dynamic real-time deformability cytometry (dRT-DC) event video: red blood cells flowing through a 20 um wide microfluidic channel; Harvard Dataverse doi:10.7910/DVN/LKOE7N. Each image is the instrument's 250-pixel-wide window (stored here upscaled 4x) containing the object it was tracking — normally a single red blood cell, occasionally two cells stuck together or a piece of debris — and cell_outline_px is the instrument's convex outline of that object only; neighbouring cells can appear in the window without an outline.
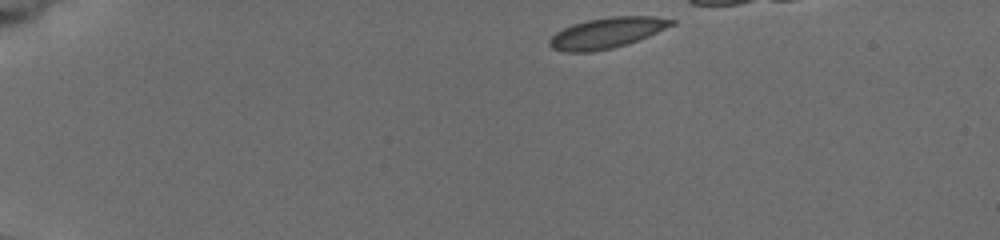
{"species": "common noctule bat (a hibernating species)", "species_latin": "Nyctalus noctula", "temperature_condition": "cold", "stored_images_in_passage": 8, "segment_of_instrument_passage": [1, 2], "camera_frame_rate_fps": 3000, "um_per_image_px": 0.085, "animal": {"sex": "female", "body_mass_g": 19.5, "forearm_length_mm": 54.1}, "frame": {"image": 1, "passage_image": 1, "time_ms": 0.0, "image_size_px": [1000, 240], "cell_outline_px": [[676, 24], [648, 36], [628, 44], [612, 48], [592, 52], [564, 52], [552, 48], [548, 44], [548, 40], [556, 32], [572, 24], [588, 20], [612, 16], [656, 16], [676, 20]], "centroid_in_image_um": [51.59, 2.79], "position_along_channel_um": 33.4, "area_um2": 21.91}}
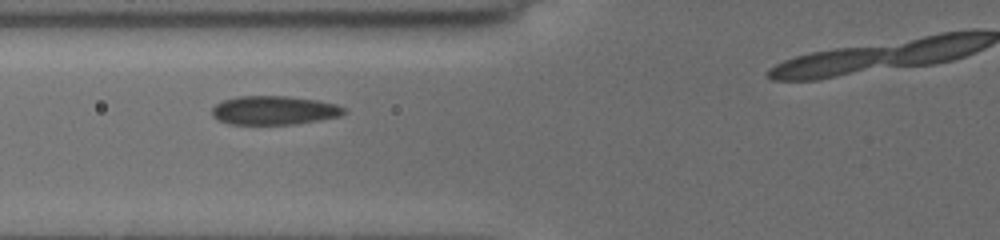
{"frame": {"image": 2, "passage_image": 6, "time_ms": 4.0, "image_size_px": [1000, 240], "cell_outline_px": [[348, 112], [340, 116], [320, 120], [296, 124], [228, 124], [216, 120], [212, 116], [212, 108], [216, 104], [224, 100], [236, 96], [288, 96], [316, 100], [336, 104], [344, 108]], "centroid_in_image_um": [23.29, 9.38], "position_along_channel_um": 102.5, "area_um2": 22.31}}
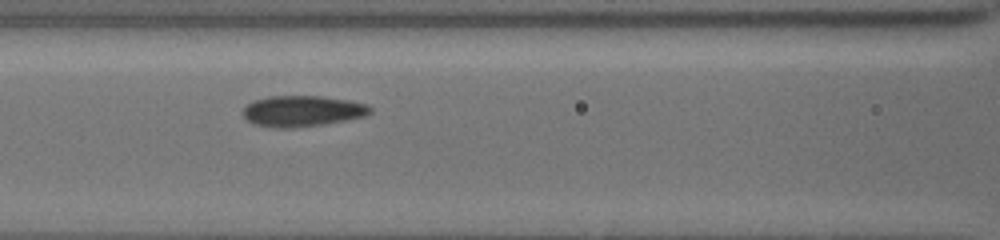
{"frame": {"image": 3, "passage_image": 7, "time_ms": 5.0, "image_size_px": [1000, 240], "cell_outline_px": [[372, 112], [364, 116], [344, 120], [320, 124], [288, 128], [276, 128], [256, 124], [248, 120], [244, 116], [244, 108], [252, 100], [268, 96], [324, 96], [348, 100], [368, 104], [372, 108]], "centroid_in_image_um": [25.71, 9.42], "position_along_channel_um": 140.9, "area_um2": 22.72}}